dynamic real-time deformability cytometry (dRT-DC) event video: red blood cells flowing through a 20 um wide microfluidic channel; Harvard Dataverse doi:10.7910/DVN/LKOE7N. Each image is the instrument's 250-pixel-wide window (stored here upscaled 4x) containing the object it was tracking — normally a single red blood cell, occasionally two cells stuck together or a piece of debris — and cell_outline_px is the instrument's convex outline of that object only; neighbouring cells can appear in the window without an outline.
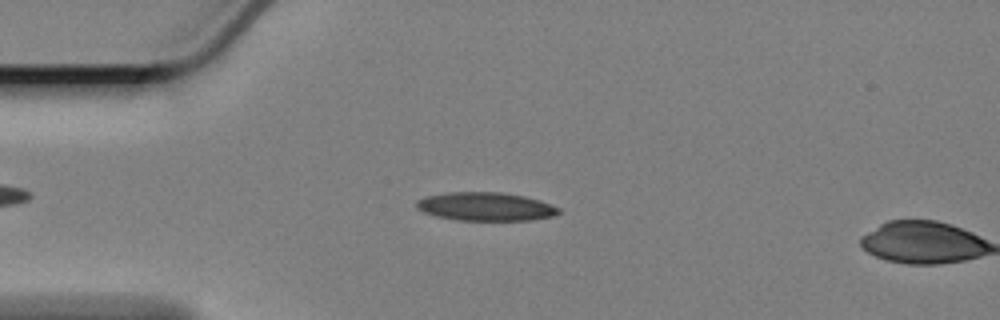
{"species": "Egyptian fruit bat (a non-hibernating species)", "species_latin": "Rousettus aegyptiacus", "temperature_condition": "cold", "stored_images_in_passage": 5, "camera_frame_rate_fps": 3000, "um_per_image_px": 0.085, "animal": {"sex": "female"}, "frame": {"image": 1, "passage_image": 4, "time_ms": 1.0, "image_size_px": [1000, 320], "cell_outline_px": [[560, 212], [552, 216], [532, 220], [456, 220], [436, 216], [424, 212], [416, 208], [416, 200], [428, 196], [448, 192], [504, 192], [524, 196], [540, 200], [560, 208]], "centroid_in_image_um": [41.28, 17.55], "position_along_channel_um": 43.7, "area_um2": 23.58}}